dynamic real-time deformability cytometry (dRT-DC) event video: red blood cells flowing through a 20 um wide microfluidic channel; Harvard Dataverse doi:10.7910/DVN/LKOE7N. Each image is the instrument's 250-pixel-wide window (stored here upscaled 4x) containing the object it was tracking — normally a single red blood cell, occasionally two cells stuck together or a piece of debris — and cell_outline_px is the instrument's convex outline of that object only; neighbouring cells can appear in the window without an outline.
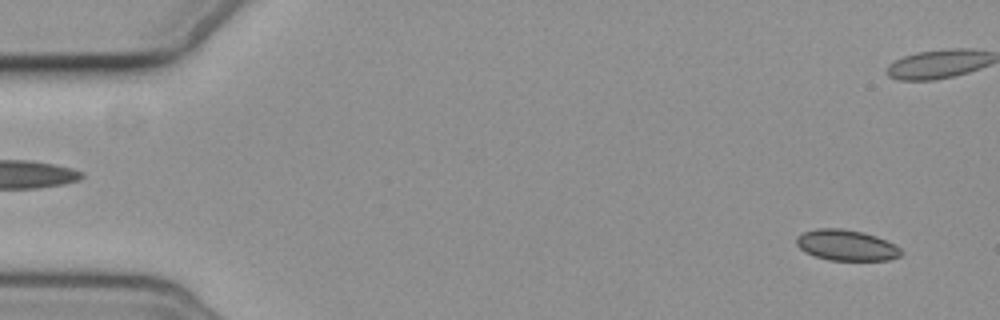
{"species": "common noctule bat (a hibernating species)", "species_latin": "Nyctalus noctula", "temperature_condition": "cold", "stored_images_in_passage": 6, "segment_of_instrument_passage": [2, 2], "camera_frame_rate_fps": 3000, "um_per_image_px": 0.085, "animal": {"sex": "female", "body_mass_g": 19.3, "forearm_length_mm": 54.1}, "frame": {"image": 1, "passage_image": 6, "time_ms": 6.0, "image_size_px": [1000, 320], "cell_outline_px": [[904, 252], [900, 256], [888, 260], [828, 260], [812, 256], [804, 252], [796, 244], [796, 236], [804, 232], [816, 228], [840, 228], [864, 232], [876, 236], [896, 244]], "centroid_in_image_um": [71.94, 20.84], "position_along_channel_um": 13.1, "area_um2": 19.07}}